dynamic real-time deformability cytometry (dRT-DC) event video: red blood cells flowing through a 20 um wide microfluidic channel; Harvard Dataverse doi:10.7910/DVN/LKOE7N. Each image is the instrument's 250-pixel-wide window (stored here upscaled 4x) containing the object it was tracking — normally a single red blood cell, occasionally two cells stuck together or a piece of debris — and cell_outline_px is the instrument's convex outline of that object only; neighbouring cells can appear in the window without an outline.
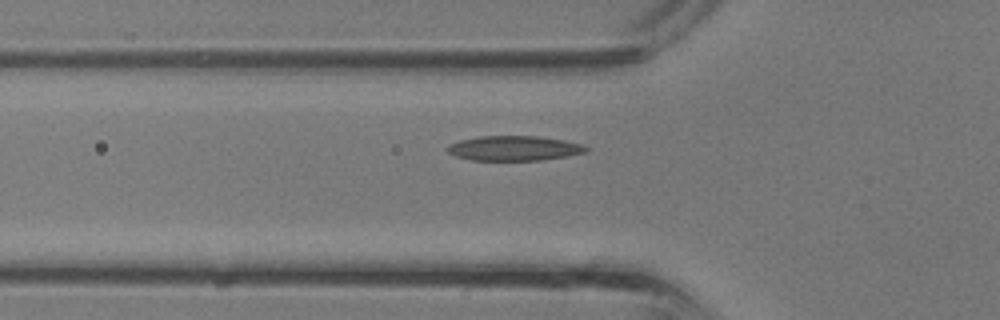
{"species": "common noctule bat (a hibernating species)", "species_latin": "Nyctalus noctula", "temperature_condition": "room temperature", "stored_images_in_passage": 27, "camera_frame_rate_fps": 3000, "um_per_image_px": 0.085, "animal": {"sex": "male", "body_mass_g": 13.3}, "frame": {"image": 1, "passage_image": 7, "time_ms": 2.0, "image_size_px": [1000, 320], "cell_outline_px": [[588, 148], [584, 152], [564, 156], [540, 160], [472, 160], [456, 156], [448, 152], [448, 144], [460, 140], [476, 136], [536, 136], [564, 140], [580, 144]], "centroid_in_image_um": [43.64, 12.59], "position_along_channel_um": 82.2, "area_um2": 19.77}}
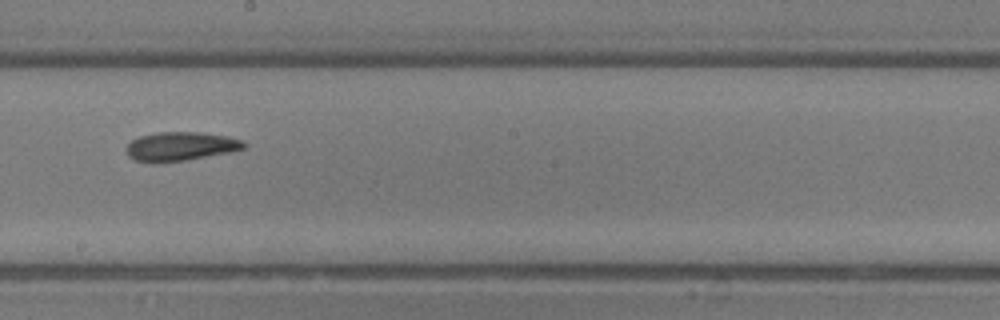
{"frame": {"image": 2, "passage_image": 15, "time_ms": 4.667, "image_size_px": [1000, 320], "cell_outline_px": [[248, 144], [244, 148], [232, 152], [188, 160], [136, 160], [128, 156], [128, 144], [132, 140], [140, 136], [160, 132], [200, 132], [228, 136], [244, 140]], "centroid_in_image_um": [15.48, 12.4], "position_along_channel_um": 232.7, "area_um2": 19.31}}
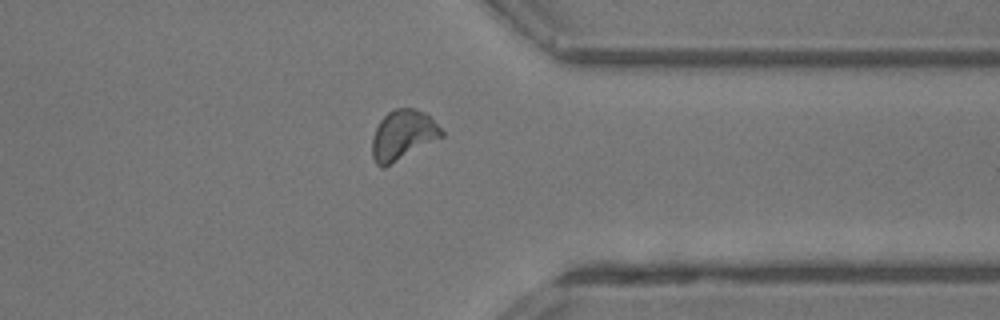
{"frame": {"image": 3, "passage_image": 23, "time_ms": 7.333, "image_size_px": [1000, 320], "cell_outline_px": [[444, 136], [384, 168], [376, 164], [372, 156], [372, 136], [380, 120], [388, 112], [396, 108], [416, 108], [428, 112], [444, 132]], "centroid_in_image_um": [34.26, 11.46], "position_along_channel_um": 377.1, "area_um2": 20.4}}